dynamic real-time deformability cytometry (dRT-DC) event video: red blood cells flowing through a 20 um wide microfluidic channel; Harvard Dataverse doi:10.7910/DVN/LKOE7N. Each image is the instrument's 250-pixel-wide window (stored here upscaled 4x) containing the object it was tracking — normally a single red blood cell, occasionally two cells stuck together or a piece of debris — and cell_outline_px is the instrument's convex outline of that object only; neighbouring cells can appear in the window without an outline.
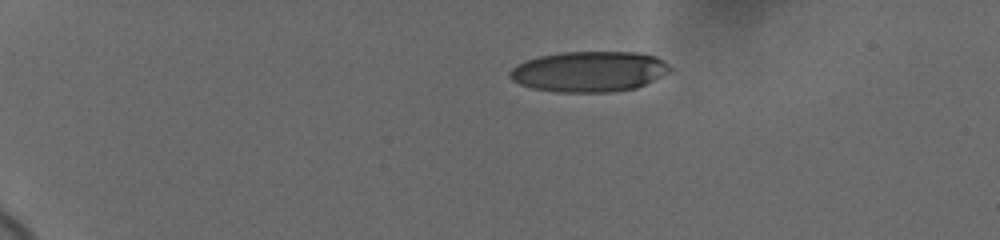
{"species": "human", "species_latin": "Homo sapiens", "temperature_condition": "cold", "stored_images_in_passage": 46, "camera_frame_rate_fps": 3000, "um_per_image_px": 0.085, "donor": {"sex": "female"}, "frame": {"image": 1, "passage_image": 1, "time_ms": 0.0, "image_size_px": [1000, 240], "cell_outline_px": [[672, 68], [668, 72], [636, 88], [612, 92], [556, 92], [532, 88], [520, 84], [512, 80], [508, 76], [508, 72], [516, 64], [524, 60], [540, 56], [564, 52], [640, 52], [656, 56], [664, 60]], "centroid_in_image_um": [50.05, 6.07], "position_along_channel_um": 34.9, "area_um2": 37.97}}
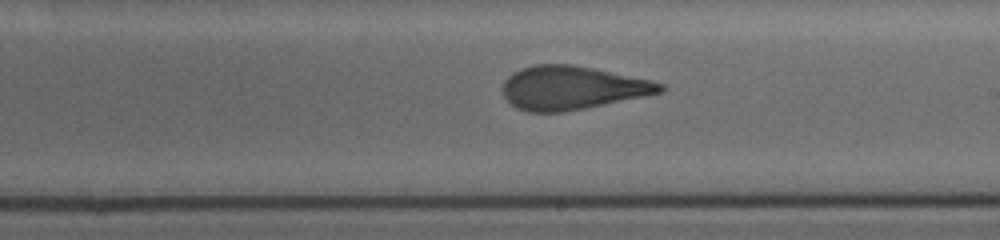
{"frame": {"image": 2, "passage_image": 25, "time_ms": 8.0, "image_size_px": [1000, 240], "cell_outline_px": [[664, 92], [564, 112], [528, 112], [516, 108], [504, 96], [500, 88], [504, 80], [512, 72], [520, 68], [536, 64], [572, 64], [652, 80], [664, 84]], "centroid_in_image_um": [48.59, 7.46], "position_along_channel_um": 240.4, "area_um2": 40.0}}
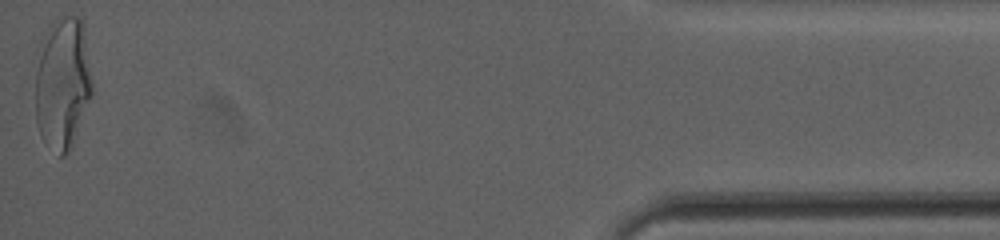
{"frame": {"image": 3, "passage_image": 46, "time_ms": 15.0, "image_size_px": [1000, 240], "cell_outline_px": [[92, 96], [72, 144], [68, 152], [64, 156], [60, 156], [36, 120], [36, 72], [40, 40], [52, 20], [68, 16], [80, 16], [84, 24], [92, 80]], "centroid_in_image_um": [5.36, 6.91], "position_along_channel_um": 429.8, "area_um2": 43.23}, "authors_computed_cell_mechanics": {"area_um2": 40.7779, "velocity_mm_per_s": 3.6827, "shape_relaxation_time_tau1_ms": 5.9121, "shape_relaxation_time_tau2_ms": 1.2476, "deformation_change_tau1": 0.2224, "deformation_change_tau2": 0.1056}}